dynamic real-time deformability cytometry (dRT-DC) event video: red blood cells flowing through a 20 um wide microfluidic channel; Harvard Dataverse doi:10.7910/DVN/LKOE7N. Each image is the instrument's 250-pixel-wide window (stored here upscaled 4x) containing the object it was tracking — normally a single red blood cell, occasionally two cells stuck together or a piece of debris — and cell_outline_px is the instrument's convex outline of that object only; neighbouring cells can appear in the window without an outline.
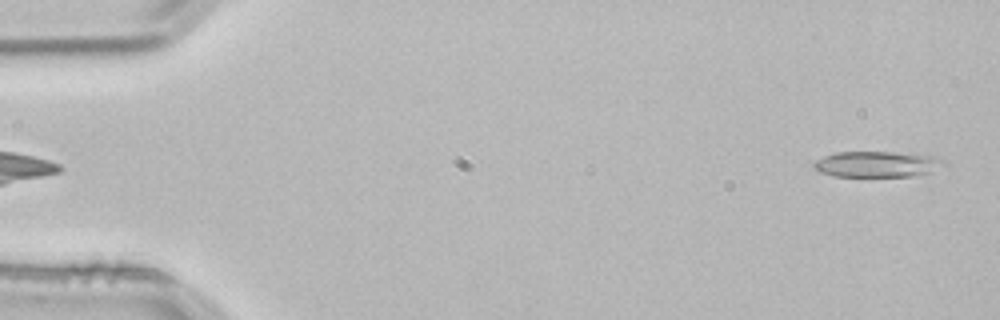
{"species": "common noctule bat (a hibernating species)", "species_latin": "Nyctalus noctula", "temperature_condition": "room temperature", "stored_images_in_passage": 3, "camera_frame_rate_fps": 3000, "um_per_image_px": 0.085, "animal": {"sex": "male", "body_mass_g": 21.5, "forearm_length_mm": 52.0}, "frame": {"image": 1, "passage_image": 3, "time_ms": 0.667, "image_size_px": [1000, 320], "cell_outline_px": [[948, 164], [932, 172], [912, 176], [832, 176], [820, 172], [812, 164], [816, 160], [824, 156], [836, 152], [896, 152], [932, 156], [944, 160]], "centroid_in_image_um": [74.58, 13.96], "position_along_channel_um": 10.4, "area_um2": 19.59}}